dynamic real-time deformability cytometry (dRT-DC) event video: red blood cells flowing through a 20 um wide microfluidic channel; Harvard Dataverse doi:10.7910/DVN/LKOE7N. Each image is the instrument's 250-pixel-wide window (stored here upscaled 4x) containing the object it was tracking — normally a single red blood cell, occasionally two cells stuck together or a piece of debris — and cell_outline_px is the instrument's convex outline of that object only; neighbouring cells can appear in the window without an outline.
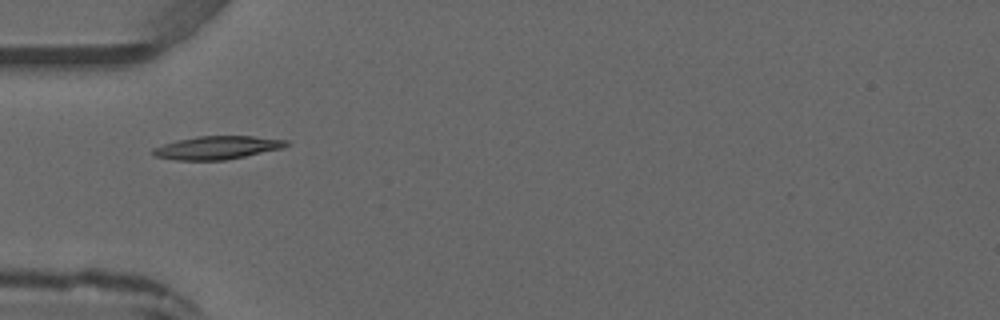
{"species": "common noctule bat (a hibernating species)", "species_latin": "Nyctalus noctula", "temperature_condition": "warm", "stored_images_in_passage": 5, "camera_frame_rate_fps": 3000, "um_per_image_px": 0.085, "animal": {"sex": "male", "forearm_length_mm": 52.5}, "frame": {"image": 1, "passage_image": 4, "time_ms": 3.667, "image_size_px": [1000, 320], "cell_outline_px": [[292, 144], [284, 148], [224, 160], [176, 160], [152, 156], [148, 152], [152, 148], [176, 140], [196, 136], [252, 136], [288, 140]], "centroid_in_image_um": [18.43, 12.55], "position_along_channel_um": 66.6, "area_um2": 18.26}}
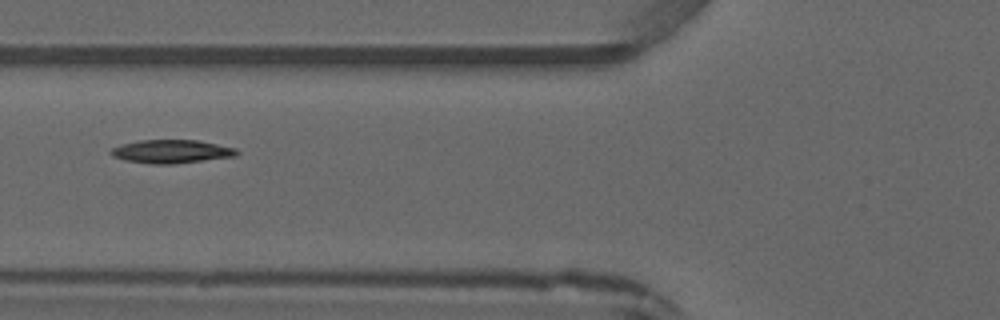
{"frame": {"image": 2, "passage_image": 5, "time_ms": 4.667, "image_size_px": [1000, 320], "cell_outline_px": [[240, 152], [236, 156], [172, 164], [148, 164], [124, 160], [112, 156], [108, 152], [112, 148], [120, 144], [140, 140], [196, 140], [236, 148]], "centroid_in_image_um": [14.53, 12.88], "position_along_channel_um": 111.3, "area_um2": 17.22}}